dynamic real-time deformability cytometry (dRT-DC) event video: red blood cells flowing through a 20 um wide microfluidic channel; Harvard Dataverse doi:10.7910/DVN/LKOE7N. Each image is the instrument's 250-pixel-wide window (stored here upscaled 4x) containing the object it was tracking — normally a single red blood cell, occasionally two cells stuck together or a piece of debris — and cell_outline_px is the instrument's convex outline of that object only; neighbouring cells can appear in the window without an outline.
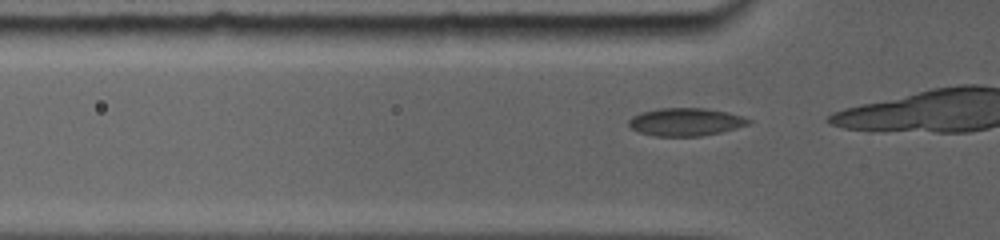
{"species": "common noctule bat (a hibernating species)", "species_latin": "Nyctalus noctula", "temperature_condition": "room temperature", "stored_images_in_passage": 31, "camera_frame_rate_fps": 5000, "um_per_image_px": 0.085, "animal": {"sex": "female", "body_mass_g": 19.0, "forearm_length_mm": 56.7}, "frame": {"image": 1, "passage_image": 2, "time_ms": 0.4, "image_size_px": [1000, 240], "cell_outline_px": [[752, 120], [748, 124], [716, 132], [696, 136], [656, 136], [640, 132], [632, 128], [628, 124], [628, 120], [632, 116], [644, 112], [660, 108], [704, 108], [728, 112]], "centroid_in_image_um": [58.23, 10.35], "position_along_channel_um": 67.6, "area_um2": 18.9}}
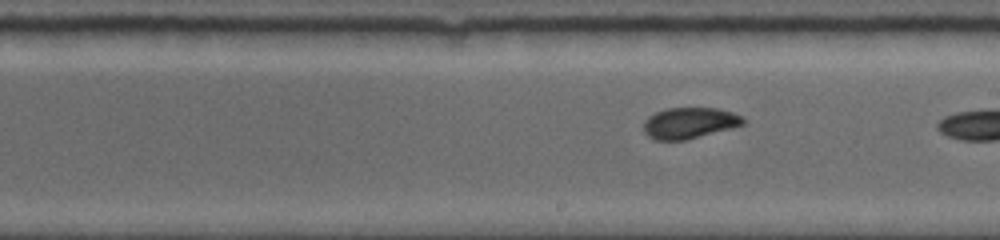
{"frame": {"image": 2, "passage_image": 15, "time_ms": 4.6, "image_size_px": [1000, 240], "cell_outline_px": [[744, 124], [732, 128], [684, 140], [656, 140], [648, 136], [644, 132], [644, 120], [648, 116], [656, 112], [668, 108], [716, 108], [732, 112], [744, 116]], "centroid_in_image_um": [58.6, 10.45], "position_along_channel_um": 230.4, "area_um2": 17.98}}
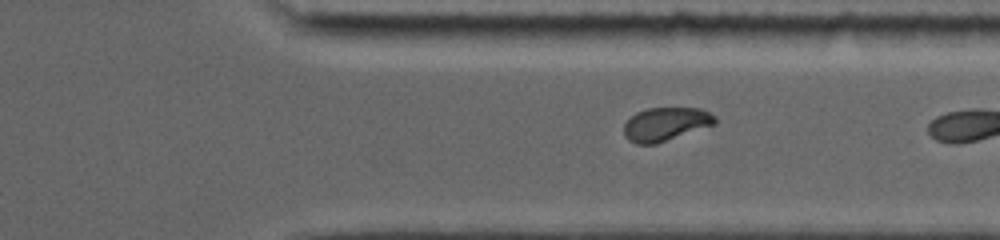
{"frame": {"image": 3, "passage_image": 25, "time_ms": 7.8, "image_size_px": [1000, 240], "cell_outline_px": [[716, 124], [656, 144], [636, 144], [628, 140], [624, 136], [624, 124], [636, 112], [648, 108], [700, 108], [716, 116]], "centroid_in_image_um": [56.58, 10.55], "position_along_channel_um": 354.8, "area_um2": 17.8}, "authors_computed_cell_mechanics": {"area_um2": 17.8602, "velocity_mm_per_s": 3.8744, "shape_relaxation_time_tau1_ms": 6.4812, "shape_relaxation_time_tau2_ms": null, "deformation_change_tau1": 0.1549, "deformation_change_tau2": null}}